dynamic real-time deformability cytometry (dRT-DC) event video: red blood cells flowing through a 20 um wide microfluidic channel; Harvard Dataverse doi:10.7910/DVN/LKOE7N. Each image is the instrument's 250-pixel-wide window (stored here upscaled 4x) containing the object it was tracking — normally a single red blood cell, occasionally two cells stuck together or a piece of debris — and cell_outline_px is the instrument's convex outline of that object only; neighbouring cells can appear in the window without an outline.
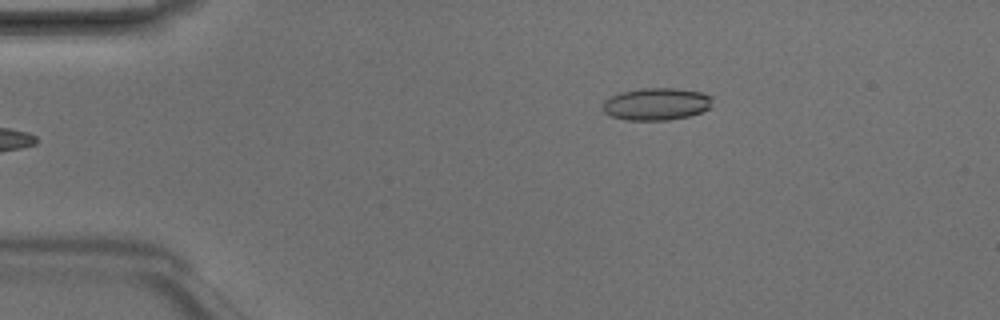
{"species": "Egyptian fruit bat (a non-hibernating species)", "species_latin": "Rousettus aegyptiacus", "temperature_condition": "room temperature", "stored_images_in_passage": 4, "camera_frame_rate_fps": 3000, "um_per_image_px": 0.085, "animal": {"sex": "male"}, "frame": {"image": 1, "passage_image": 4, "time_ms": 1.0, "image_size_px": [1000, 320], "cell_outline_px": [[712, 100], [708, 108], [700, 112], [688, 116], [668, 120], [628, 120], [612, 116], [604, 112], [604, 100], [620, 92], [644, 88], [676, 88], [700, 92], [712, 96]], "centroid_in_image_um": [55.79, 8.84], "position_along_channel_um": 29.2, "area_um2": 20.4}}